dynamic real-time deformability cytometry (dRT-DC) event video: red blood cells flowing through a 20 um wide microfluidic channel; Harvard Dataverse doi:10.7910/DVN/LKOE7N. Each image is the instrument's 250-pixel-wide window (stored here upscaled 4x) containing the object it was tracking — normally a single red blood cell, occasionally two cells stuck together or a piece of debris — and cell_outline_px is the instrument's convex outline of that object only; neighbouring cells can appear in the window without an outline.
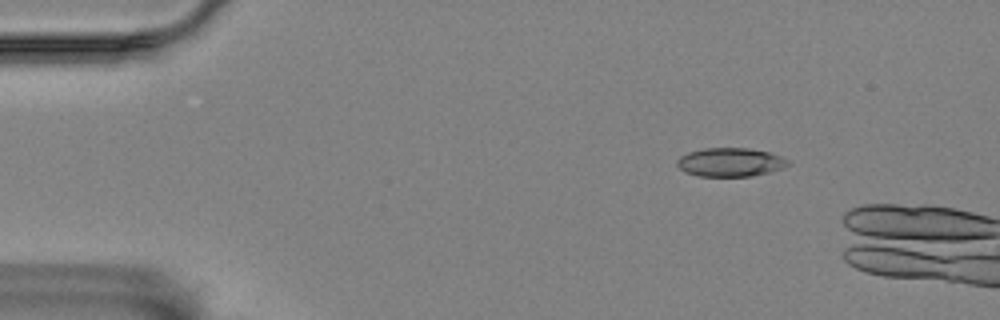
{"species": "Egyptian fruit bat (a non-hibernating species)", "species_latin": "Rousettus aegyptiacus", "temperature_condition": "room temperature", "stored_images_in_passage": 4, "camera_frame_rate_fps": 3000, "um_per_image_px": 0.085, "animal": {"sex": "female"}, "frame": {"image": 1, "passage_image": 3, "time_ms": 2.333, "image_size_px": [1000, 320], "cell_outline_px": [[788, 164], [780, 168], [768, 172], [752, 176], [696, 176], [684, 172], [676, 164], [676, 160], [680, 156], [688, 152], [704, 148], [748, 148], [772, 152], [788, 160]], "centroid_in_image_um": [62.02, 13.78], "position_along_channel_um": 23.0, "area_um2": 18.55}}